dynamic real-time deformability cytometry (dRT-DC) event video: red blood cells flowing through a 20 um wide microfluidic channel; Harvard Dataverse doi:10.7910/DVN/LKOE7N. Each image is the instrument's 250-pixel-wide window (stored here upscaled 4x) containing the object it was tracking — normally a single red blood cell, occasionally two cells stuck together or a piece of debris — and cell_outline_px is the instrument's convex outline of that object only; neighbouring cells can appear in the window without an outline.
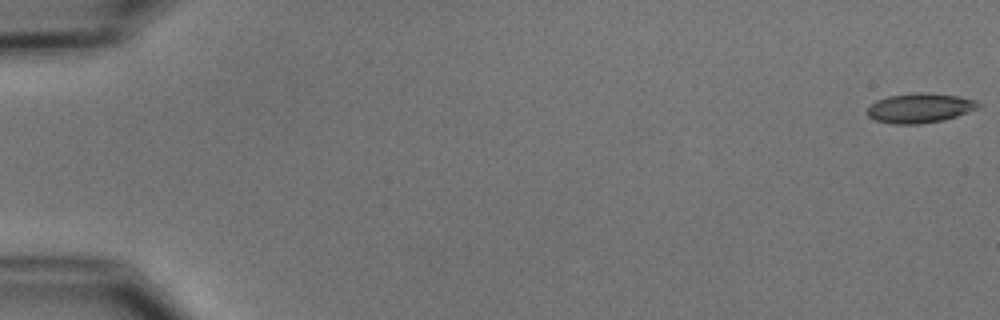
{"species": "common noctule bat (a hibernating species)", "species_latin": "Nyctalus noctula", "temperature_condition": "cold", "stored_images_in_passage": 5, "camera_frame_rate_fps": 3000, "um_per_image_px": 0.085, "animal": {"sex": "male", "body_mass_g": 15.6}, "frame": {"image": 1, "passage_image": 1, "time_ms": 0.0, "image_size_px": [1000, 320], "cell_outline_px": [[980, 108], [944, 120], [920, 124], [892, 124], [876, 120], [868, 116], [868, 108], [876, 100], [888, 96], [912, 92], [928, 92], [956, 96], [976, 100], [980, 104]], "centroid_in_image_um": [78.19, 9.17], "position_along_channel_um": 6.8, "area_um2": 19.25}}
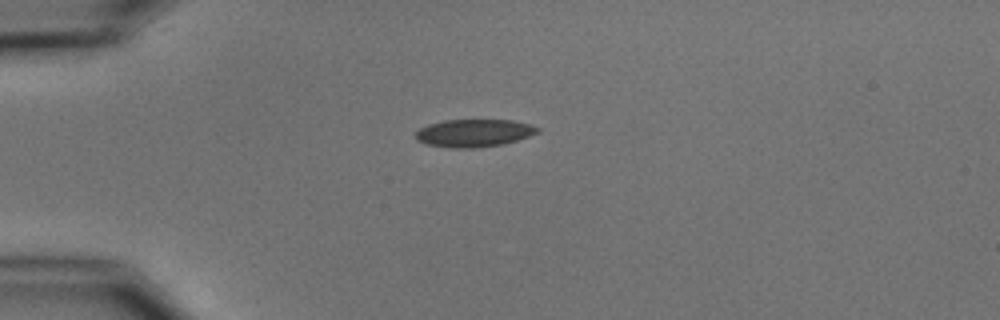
{"frame": {"image": 2, "passage_image": 5, "time_ms": 4.667, "image_size_px": [1000, 320], "cell_outline_px": [[540, 132], [504, 144], [476, 148], [452, 148], [428, 144], [416, 140], [416, 132], [420, 128], [428, 124], [444, 120], [512, 120], [528, 124], [540, 128]], "centroid_in_image_um": [40.28, 11.31], "position_along_channel_um": 44.7, "area_um2": 19.59}}